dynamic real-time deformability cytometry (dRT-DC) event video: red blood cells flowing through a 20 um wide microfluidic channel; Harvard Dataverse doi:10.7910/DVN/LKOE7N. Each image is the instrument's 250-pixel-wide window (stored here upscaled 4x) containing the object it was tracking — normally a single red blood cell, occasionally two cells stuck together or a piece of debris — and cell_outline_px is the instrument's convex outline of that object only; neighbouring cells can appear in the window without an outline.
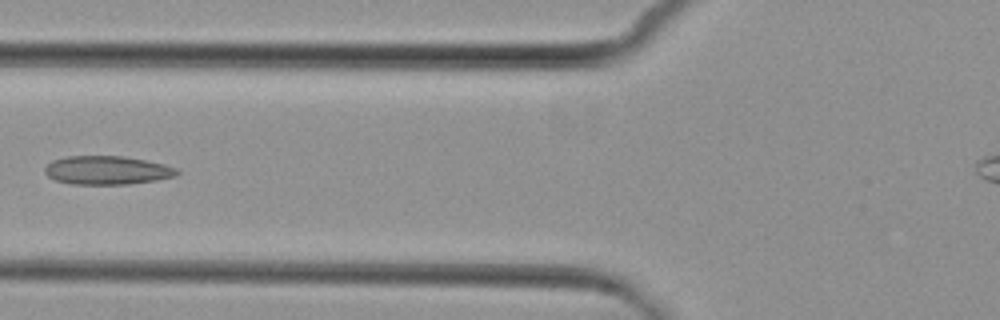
{"species": "common noctule bat (a hibernating species)", "species_latin": "Nyctalus noctula", "temperature_condition": "cold", "stored_images_in_passage": 5, "camera_frame_rate_fps": 3000, "um_per_image_px": 0.085, "animal": {"sex": "female", "body_mass_g": 29.2, "forearm_length_mm": 56.3}, "frame": {"image": 1, "passage_image": 5, "time_ms": 4.667, "image_size_px": [1000, 320], "cell_outline_px": [[180, 172], [176, 176], [156, 180], [128, 184], [72, 184], [56, 180], [48, 176], [44, 172], [44, 168], [52, 160], [68, 156], [124, 156], [164, 164], [180, 168]], "centroid_in_image_um": [9.13, 14.47], "position_along_channel_um": 116.7, "area_um2": 22.08}}